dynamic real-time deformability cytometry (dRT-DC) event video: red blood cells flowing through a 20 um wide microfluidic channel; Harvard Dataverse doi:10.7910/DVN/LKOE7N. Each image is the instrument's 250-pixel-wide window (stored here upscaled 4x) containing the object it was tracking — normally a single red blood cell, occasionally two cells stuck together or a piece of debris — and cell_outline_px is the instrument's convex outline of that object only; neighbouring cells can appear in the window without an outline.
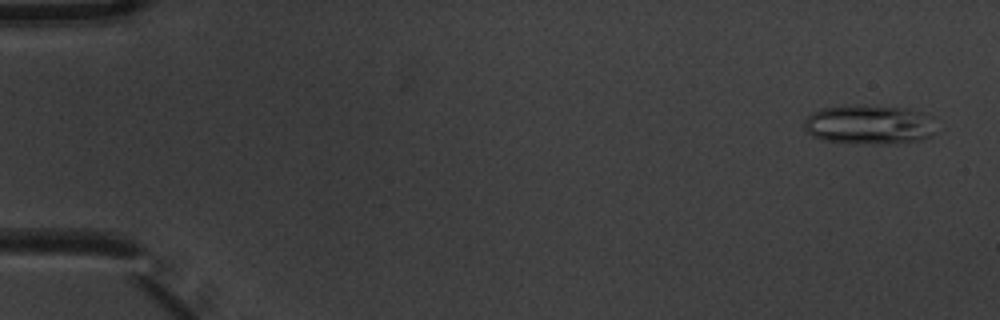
{"species": "common noctule bat (a hibernating species)", "species_latin": "Nyctalus noctula", "temperature_condition": "warm", "stored_images_in_passage": 5, "camera_frame_rate_fps": 3000, "um_per_image_px": 0.085, "animal": {"sex": "male", "body_mass_g": 20.1, "forearm_length_mm": 53.5}, "frame": {"image": 1, "passage_image": 1, "time_ms": 0.0, "image_size_px": [1000, 320], "cell_outline_px": [[932, 132], [928, 136], [920, 140], [892, 144], [884, 144], [824, 140], [812, 136], [804, 128], [804, 120], [812, 112], [820, 108], [908, 108], [928, 112], [932, 116]], "centroid_in_image_um": [73.9, 10.62], "position_along_channel_um": 11.1, "area_um2": 29.13}}
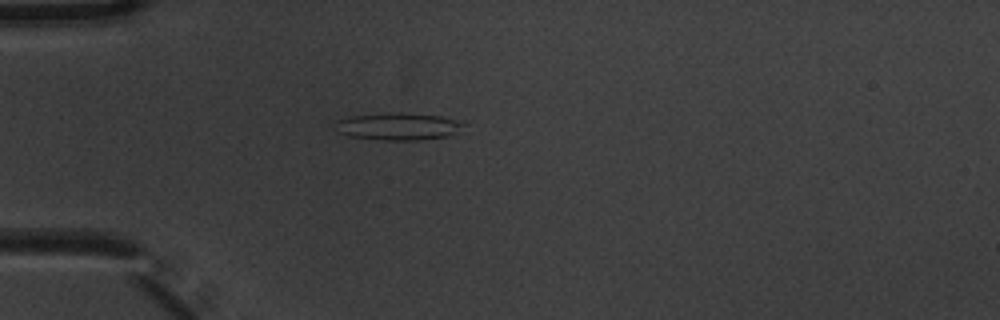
{"frame": {"image": 2, "passage_image": 4, "time_ms": 1.0, "image_size_px": [1000, 320], "cell_outline_px": [[468, 124], [448, 136], [416, 140], [384, 140], [348, 136], [336, 132], [332, 128], [332, 124], [336, 120], [348, 116], [396, 112], [400, 112], [440, 116], [464, 120]], "centroid_in_image_um": [33.8, 10.73], "position_along_channel_um": 51.2, "area_um2": 20.87}}